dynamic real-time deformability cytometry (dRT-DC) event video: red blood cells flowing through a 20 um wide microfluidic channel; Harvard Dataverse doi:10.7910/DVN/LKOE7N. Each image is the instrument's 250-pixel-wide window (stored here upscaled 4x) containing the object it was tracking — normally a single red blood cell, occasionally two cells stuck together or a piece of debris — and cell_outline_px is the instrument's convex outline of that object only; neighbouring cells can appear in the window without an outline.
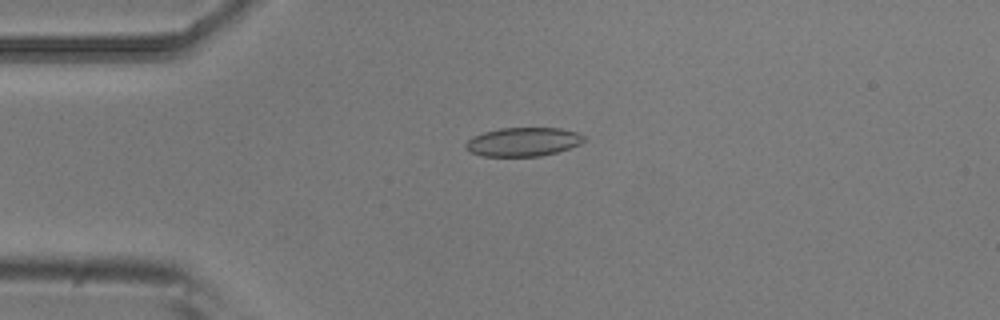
{"species": "common noctule bat (a hibernating species)", "species_latin": "Nyctalus noctula", "temperature_condition": "room temperature", "stored_images_in_passage": 1, "camera_frame_rate_fps": 3000, "um_per_image_px": 0.085, "animal": {"sex": "male", "body_mass_g": 20.5, "forearm_length_mm": 52.5}, "frame": {"image": 1, "passage_image": 1, "time_ms": 0.0, "image_size_px": [1000, 320], "cell_outline_px": [[584, 140], [580, 144], [556, 152], [540, 156], [484, 156], [472, 152], [464, 148], [464, 144], [472, 136], [484, 132], [500, 128], [560, 128], [576, 132], [584, 136]], "centroid_in_image_um": [44.43, 12.05], "position_along_channel_um": 40.6, "area_um2": 19.71}}